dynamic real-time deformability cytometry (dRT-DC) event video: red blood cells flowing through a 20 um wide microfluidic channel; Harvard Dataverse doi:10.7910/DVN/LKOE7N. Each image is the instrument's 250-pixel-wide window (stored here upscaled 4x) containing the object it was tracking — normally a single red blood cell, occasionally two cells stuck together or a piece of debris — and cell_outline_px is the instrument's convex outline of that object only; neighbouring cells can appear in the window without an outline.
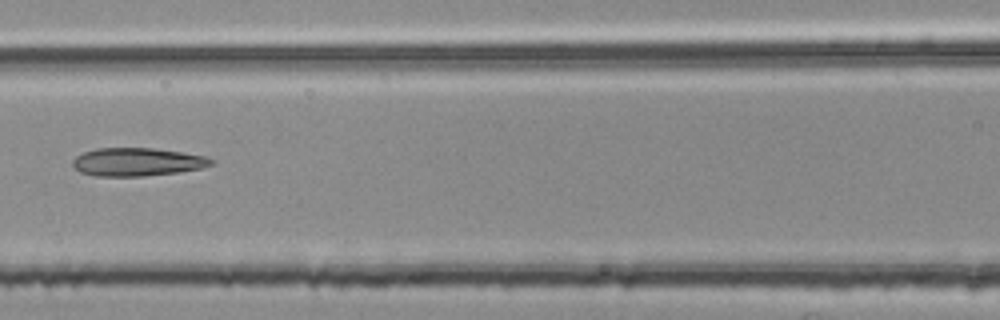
{"species": "common noctule bat (a hibernating species)", "species_latin": "Nyctalus noctula", "temperature_condition": "room temperature", "stored_images_in_passage": 6, "camera_frame_rate_fps": 3000, "um_per_image_px": 0.085, "animal": {"sex": "female", "body_mass_g": 25.1}, "frame": {"image": 1, "passage_image": 6, "time_ms": 1.667, "image_size_px": [1000, 320], "cell_outline_px": [[216, 160], [212, 164], [200, 168], [180, 172], [144, 176], [92, 176], [80, 172], [72, 164], [72, 160], [76, 156], [84, 152], [96, 148], [152, 148], [184, 152], [204, 156]], "centroid_in_image_um": [11.66, 13.76], "position_along_channel_um": 154.9, "area_um2": 22.83}}